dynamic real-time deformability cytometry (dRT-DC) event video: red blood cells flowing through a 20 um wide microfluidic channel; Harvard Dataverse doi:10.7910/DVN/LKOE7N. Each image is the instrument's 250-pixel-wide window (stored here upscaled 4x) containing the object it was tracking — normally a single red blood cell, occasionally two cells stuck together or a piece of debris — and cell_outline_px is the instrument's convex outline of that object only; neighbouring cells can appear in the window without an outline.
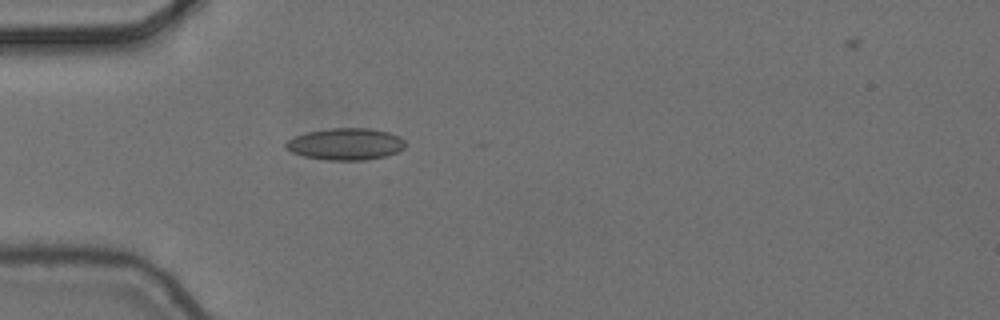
{"species": "common noctule bat (a hibernating species)", "species_latin": "Nyctalus noctula", "temperature_condition": "cold", "stored_images_in_passage": 1, "camera_frame_rate_fps": 3000, "um_per_image_px": 0.085, "animal": {"sex": "female", "body_mass_g": 24.6, "forearm_length_mm": 56.2}, "frame": {"image": 1, "passage_image": 1, "time_ms": 0.0, "image_size_px": [1000, 320], "cell_outline_px": [[404, 148], [396, 152], [384, 156], [364, 160], [328, 160], [304, 156], [292, 152], [284, 144], [288, 140], [296, 136], [308, 132], [332, 128], [372, 128], [388, 132], [400, 136], [404, 140]], "centroid_in_image_um": [29.4, 12.24], "position_along_channel_um": 55.6, "area_um2": 21.91}}